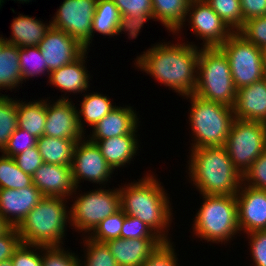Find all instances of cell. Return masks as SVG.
I'll return each mask as SVG.
<instances>
[{"instance_id":"4dcf8cb0","label":"cell","mask_w":266,"mask_h":266,"mask_svg":"<svg viewBox=\"0 0 266 266\" xmlns=\"http://www.w3.org/2000/svg\"><path fill=\"white\" fill-rule=\"evenodd\" d=\"M84 98L81 101V108L77 111L78 124L81 131L84 133V124L92 126V128L103 119L116 105H112V101L109 97L100 93L83 94ZM86 122L83 123L82 122Z\"/></svg>"},{"instance_id":"484cf974","label":"cell","mask_w":266,"mask_h":266,"mask_svg":"<svg viewBox=\"0 0 266 266\" xmlns=\"http://www.w3.org/2000/svg\"><path fill=\"white\" fill-rule=\"evenodd\" d=\"M191 0H152L153 19L161 21L172 32L180 33L186 22L188 6Z\"/></svg>"},{"instance_id":"836d02e7","label":"cell","mask_w":266,"mask_h":266,"mask_svg":"<svg viewBox=\"0 0 266 266\" xmlns=\"http://www.w3.org/2000/svg\"><path fill=\"white\" fill-rule=\"evenodd\" d=\"M19 62L23 82L30 77L46 74L45 72L48 76L50 75L46 60L41 55L38 46L19 48Z\"/></svg>"},{"instance_id":"5b68a950","label":"cell","mask_w":266,"mask_h":266,"mask_svg":"<svg viewBox=\"0 0 266 266\" xmlns=\"http://www.w3.org/2000/svg\"><path fill=\"white\" fill-rule=\"evenodd\" d=\"M236 93L229 61L224 52L219 47H201L194 94L204 100L233 107Z\"/></svg>"},{"instance_id":"816d5d0a","label":"cell","mask_w":266,"mask_h":266,"mask_svg":"<svg viewBox=\"0 0 266 266\" xmlns=\"http://www.w3.org/2000/svg\"><path fill=\"white\" fill-rule=\"evenodd\" d=\"M14 1H16V0H14ZM17 1H20V2H22V3H24V2H26V3L28 2V3H29V2L32 1V0H17Z\"/></svg>"},{"instance_id":"8fae6325","label":"cell","mask_w":266,"mask_h":266,"mask_svg":"<svg viewBox=\"0 0 266 266\" xmlns=\"http://www.w3.org/2000/svg\"><path fill=\"white\" fill-rule=\"evenodd\" d=\"M97 0H64L59 6L51 25L65 31L90 50L92 21Z\"/></svg>"},{"instance_id":"4fadbf2b","label":"cell","mask_w":266,"mask_h":266,"mask_svg":"<svg viewBox=\"0 0 266 266\" xmlns=\"http://www.w3.org/2000/svg\"><path fill=\"white\" fill-rule=\"evenodd\" d=\"M186 19L204 48L220 47L233 33L204 0L190 1Z\"/></svg>"},{"instance_id":"ac0fdd59","label":"cell","mask_w":266,"mask_h":266,"mask_svg":"<svg viewBox=\"0 0 266 266\" xmlns=\"http://www.w3.org/2000/svg\"><path fill=\"white\" fill-rule=\"evenodd\" d=\"M43 197L34 185L19 190L0 189V215L12 227H17Z\"/></svg>"},{"instance_id":"3957f363","label":"cell","mask_w":266,"mask_h":266,"mask_svg":"<svg viewBox=\"0 0 266 266\" xmlns=\"http://www.w3.org/2000/svg\"><path fill=\"white\" fill-rule=\"evenodd\" d=\"M190 152L188 177L201 195H236L242 174L225 146L194 148Z\"/></svg>"},{"instance_id":"f907efd6","label":"cell","mask_w":266,"mask_h":266,"mask_svg":"<svg viewBox=\"0 0 266 266\" xmlns=\"http://www.w3.org/2000/svg\"><path fill=\"white\" fill-rule=\"evenodd\" d=\"M0 266H13L12 260L11 259H7L4 261L0 262Z\"/></svg>"},{"instance_id":"f1b7e54d","label":"cell","mask_w":266,"mask_h":266,"mask_svg":"<svg viewBox=\"0 0 266 266\" xmlns=\"http://www.w3.org/2000/svg\"><path fill=\"white\" fill-rule=\"evenodd\" d=\"M81 139H65L43 135L37 140L42 161L49 164L71 166L76 142Z\"/></svg>"},{"instance_id":"9a60e30c","label":"cell","mask_w":266,"mask_h":266,"mask_svg":"<svg viewBox=\"0 0 266 266\" xmlns=\"http://www.w3.org/2000/svg\"><path fill=\"white\" fill-rule=\"evenodd\" d=\"M70 100L68 96L66 98L61 96L56 102L49 103L47 98L45 136L65 139H82L86 136L78 124L79 109H76Z\"/></svg>"},{"instance_id":"f546056e","label":"cell","mask_w":266,"mask_h":266,"mask_svg":"<svg viewBox=\"0 0 266 266\" xmlns=\"http://www.w3.org/2000/svg\"><path fill=\"white\" fill-rule=\"evenodd\" d=\"M125 27L137 38L144 23L153 19L152 0H113Z\"/></svg>"},{"instance_id":"277c9868","label":"cell","mask_w":266,"mask_h":266,"mask_svg":"<svg viewBox=\"0 0 266 266\" xmlns=\"http://www.w3.org/2000/svg\"><path fill=\"white\" fill-rule=\"evenodd\" d=\"M66 199L44 196L16 227L22 243L42 247L64 245L66 224L70 223Z\"/></svg>"},{"instance_id":"7bdbcfd3","label":"cell","mask_w":266,"mask_h":266,"mask_svg":"<svg viewBox=\"0 0 266 266\" xmlns=\"http://www.w3.org/2000/svg\"><path fill=\"white\" fill-rule=\"evenodd\" d=\"M120 238L136 239V238H161V237L147 224L140 221L138 218L125 214V219L122 225Z\"/></svg>"},{"instance_id":"7c38bea8","label":"cell","mask_w":266,"mask_h":266,"mask_svg":"<svg viewBox=\"0 0 266 266\" xmlns=\"http://www.w3.org/2000/svg\"><path fill=\"white\" fill-rule=\"evenodd\" d=\"M85 139L84 137L77 141L73 151L71 172L76 188L79 187L78 184L83 179L103 185L110 180L109 178L114 173L96 143Z\"/></svg>"},{"instance_id":"8992f818","label":"cell","mask_w":266,"mask_h":266,"mask_svg":"<svg viewBox=\"0 0 266 266\" xmlns=\"http://www.w3.org/2000/svg\"><path fill=\"white\" fill-rule=\"evenodd\" d=\"M203 204L195 215L193 234L212 243H228L240 233L235 195H202Z\"/></svg>"},{"instance_id":"e575fe53","label":"cell","mask_w":266,"mask_h":266,"mask_svg":"<svg viewBox=\"0 0 266 266\" xmlns=\"http://www.w3.org/2000/svg\"><path fill=\"white\" fill-rule=\"evenodd\" d=\"M16 100L0 93V152L18 128Z\"/></svg>"},{"instance_id":"52a82bcc","label":"cell","mask_w":266,"mask_h":266,"mask_svg":"<svg viewBox=\"0 0 266 266\" xmlns=\"http://www.w3.org/2000/svg\"><path fill=\"white\" fill-rule=\"evenodd\" d=\"M185 98L191 100L188 120L194 133L191 148L225 146L235 120L233 107L204 100L195 94Z\"/></svg>"},{"instance_id":"7dc6e473","label":"cell","mask_w":266,"mask_h":266,"mask_svg":"<svg viewBox=\"0 0 266 266\" xmlns=\"http://www.w3.org/2000/svg\"><path fill=\"white\" fill-rule=\"evenodd\" d=\"M22 243L16 227H11L0 236V262L11 259L14 251Z\"/></svg>"},{"instance_id":"681fc988","label":"cell","mask_w":266,"mask_h":266,"mask_svg":"<svg viewBox=\"0 0 266 266\" xmlns=\"http://www.w3.org/2000/svg\"><path fill=\"white\" fill-rule=\"evenodd\" d=\"M12 226L0 215V236L6 233Z\"/></svg>"},{"instance_id":"cb8c5ba5","label":"cell","mask_w":266,"mask_h":266,"mask_svg":"<svg viewBox=\"0 0 266 266\" xmlns=\"http://www.w3.org/2000/svg\"><path fill=\"white\" fill-rule=\"evenodd\" d=\"M113 37L123 32L127 33L128 38L136 37L125 27L122 17L113 0H97L95 14L92 21L91 41L94 33Z\"/></svg>"},{"instance_id":"44dd1931","label":"cell","mask_w":266,"mask_h":266,"mask_svg":"<svg viewBox=\"0 0 266 266\" xmlns=\"http://www.w3.org/2000/svg\"><path fill=\"white\" fill-rule=\"evenodd\" d=\"M136 110L129 106H116L92 130L88 140H102L114 136L135 134L138 128L139 118Z\"/></svg>"},{"instance_id":"f5cc1de1","label":"cell","mask_w":266,"mask_h":266,"mask_svg":"<svg viewBox=\"0 0 266 266\" xmlns=\"http://www.w3.org/2000/svg\"><path fill=\"white\" fill-rule=\"evenodd\" d=\"M5 0H0V8L2 6V3H4Z\"/></svg>"},{"instance_id":"7402d4cb","label":"cell","mask_w":266,"mask_h":266,"mask_svg":"<svg viewBox=\"0 0 266 266\" xmlns=\"http://www.w3.org/2000/svg\"><path fill=\"white\" fill-rule=\"evenodd\" d=\"M86 51L80 58L70 64L64 65L57 70H54L49 75V82L54 87L59 88L62 92L66 91L70 94L87 92L90 86V74L85 67V60L87 58ZM86 57V58H85Z\"/></svg>"},{"instance_id":"5bb4252c","label":"cell","mask_w":266,"mask_h":266,"mask_svg":"<svg viewBox=\"0 0 266 266\" xmlns=\"http://www.w3.org/2000/svg\"><path fill=\"white\" fill-rule=\"evenodd\" d=\"M38 48L51 73L80 58L87 49L65 31L50 27Z\"/></svg>"},{"instance_id":"f6af8a7d","label":"cell","mask_w":266,"mask_h":266,"mask_svg":"<svg viewBox=\"0 0 266 266\" xmlns=\"http://www.w3.org/2000/svg\"><path fill=\"white\" fill-rule=\"evenodd\" d=\"M255 266H266V230L247 233Z\"/></svg>"},{"instance_id":"ab89813d","label":"cell","mask_w":266,"mask_h":266,"mask_svg":"<svg viewBox=\"0 0 266 266\" xmlns=\"http://www.w3.org/2000/svg\"><path fill=\"white\" fill-rule=\"evenodd\" d=\"M37 140V137L29 134L26 130L17 128L1 153L7 157L13 158L23 151L37 146Z\"/></svg>"},{"instance_id":"d6a6232c","label":"cell","mask_w":266,"mask_h":266,"mask_svg":"<svg viewBox=\"0 0 266 266\" xmlns=\"http://www.w3.org/2000/svg\"><path fill=\"white\" fill-rule=\"evenodd\" d=\"M232 32L244 26L240 0H204Z\"/></svg>"},{"instance_id":"d590c367","label":"cell","mask_w":266,"mask_h":266,"mask_svg":"<svg viewBox=\"0 0 266 266\" xmlns=\"http://www.w3.org/2000/svg\"><path fill=\"white\" fill-rule=\"evenodd\" d=\"M82 239L85 249L86 260L79 261V266H118L115 258L111 254V251L106 243H100L93 241L88 236Z\"/></svg>"},{"instance_id":"d6986e66","label":"cell","mask_w":266,"mask_h":266,"mask_svg":"<svg viewBox=\"0 0 266 266\" xmlns=\"http://www.w3.org/2000/svg\"><path fill=\"white\" fill-rule=\"evenodd\" d=\"M235 119L266 124V79L237 89L233 106Z\"/></svg>"},{"instance_id":"603a6c76","label":"cell","mask_w":266,"mask_h":266,"mask_svg":"<svg viewBox=\"0 0 266 266\" xmlns=\"http://www.w3.org/2000/svg\"><path fill=\"white\" fill-rule=\"evenodd\" d=\"M89 141L96 143L106 162L113 170L124 167L126 163L130 164V161L137 155L138 147H140L136 134H126L108 139Z\"/></svg>"},{"instance_id":"bcb514c9","label":"cell","mask_w":266,"mask_h":266,"mask_svg":"<svg viewBox=\"0 0 266 266\" xmlns=\"http://www.w3.org/2000/svg\"><path fill=\"white\" fill-rule=\"evenodd\" d=\"M18 167L26 174L33 176L35 171L42 165L43 161L38 147H32L13 157Z\"/></svg>"},{"instance_id":"d4e9b609","label":"cell","mask_w":266,"mask_h":266,"mask_svg":"<svg viewBox=\"0 0 266 266\" xmlns=\"http://www.w3.org/2000/svg\"><path fill=\"white\" fill-rule=\"evenodd\" d=\"M48 24H44L35 17L19 14L11 24L12 37L9 40L4 39L18 48L38 46L52 26L50 21Z\"/></svg>"},{"instance_id":"ffe728a7","label":"cell","mask_w":266,"mask_h":266,"mask_svg":"<svg viewBox=\"0 0 266 266\" xmlns=\"http://www.w3.org/2000/svg\"><path fill=\"white\" fill-rule=\"evenodd\" d=\"M162 238L112 239L106 242L118 266H142Z\"/></svg>"},{"instance_id":"2e32d148","label":"cell","mask_w":266,"mask_h":266,"mask_svg":"<svg viewBox=\"0 0 266 266\" xmlns=\"http://www.w3.org/2000/svg\"><path fill=\"white\" fill-rule=\"evenodd\" d=\"M238 205V226L245 234L266 230V190L242 183L235 195Z\"/></svg>"},{"instance_id":"83f0119b","label":"cell","mask_w":266,"mask_h":266,"mask_svg":"<svg viewBox=\"0 0 266 266\" xmlns=\"http://www.w3.org/2000/svg\"><path fill=\"white\" fill-rule=\"evenodd\" d=\"M18 128L26 130L38 139L44 135L46 123V99L29 101H16Z\"/></svg>"},{"instance_id":"4316f807","label":"cell","mask_w":266,"mask_h":266,"mask_svg":"<svg viewBox=\"0 0 266 266\" xmlns=\"http://www.w3.org/2000/svg\"><path fill=\"white\" fill-rule=\"evenodd\" d=\"M23 83L20 71L19 48L0 36V89L11 90ZM15 87V88H14Z\"/></svg>"},{"instance_id":"8d00e7d4","label":"cell","mask_w":266,"mask_h":266,"mask_svg":"<svg viewBox=\"0 0 266 266\" xmlns=\"http://www.w3.org/2000/svg\"><path fill=\"white\" fill-rule=\"evenodd\" d=\"M124 219L125 213L122 209H119L114 214L103 219L88 237L100 243L120 238Z\"/></svg>"},{"instance_id":"ba28073f","label":"cell","mask_w":266,"mask_h":266,"mask_svg":"<svg viewBox=\"0 0 266 266\" xmlns=\"http://www.w3.org/2000/svg\"><path fill=\"white\" fill-rule=\"evenodd\" d=\"M219 48L228 58L236 89L266 76V53L239 32H233Z\"/></svg>"},{"instance_id":"ee69618b","label":"cell","mask_w":266,"mask_h":266,"mask_svg":"<svg viewBox=\"0 0 266 266\" xmlns=\"http://www.w3.org/2000/svg\"><path fill=\"white\" fill-rule=\"evenodd\" d=\"M36 250H41V246L21 243L11 257L13 266H42V255Z\"/></svg>"},{"instance_id":"c3c4849f","label":"cell","mask_w":266,"mask_h":266,"mask_svg":"<svg viewBox=\"0 0 266 266\" xmlns=\"http://www.w3.org/2000/svg\"><path fill=\"white\" fill-rule=\"evenodd\" d=\"M242 16L245 21L266 15V0H240Z\"/></svg>"},{"instance_id":"9c48e42d","label":"cell","mask_w":266,"mask_h":266,"mask_svg":"<svg viewBox=\"0 0 266 266\" xmlns=\"http://www.w3.org/2000/svg\"><path fill=\"white\" fill-rule=\"evenodd\" d=\"M101 188L102 186L97 190L80 194L68 209L69 225L77 229L76 231L88 233L89 236L103 219L121 209L119 188L115 190Z\"/></svg>"},{"instance_id":"e0dca14e","label":"cell","mask_w":266,"mask_h":266,"mask_svg":"<svg viewBox=\"0 0 266 266\" xmlns=\"http://www.w3.org/2000/svg\"><path fill=\"white\" fill-rule=\"evenodd\" d=\"M33 185L49 197L70 199L77 188L72 179L71 166L43 162L32 176Z\"/></svg>"},{"instance_id":"7a4b0ae2","label":"cell","mask_w":266,"mask_h":266,"mask_svg":"<svg viewBox=\"0 0 266 266\" xmlns=\"http://www.w3.org/2000/svg\"><path fill=\"white\" fill-rule=\"evenodd\" d=\"M157 180L152 174H147L138 182L124 184L119 188L120 205L126 215L138 218L164 241H170L167 232L173 219L171 203L168 193Z\"/></svg>"},{"instance_id":"60d3db41","label":"cell","mask_w":266,"mask_h":266,"mask_svg":"<svg viewBox=\"0 0 266 266\" xmlns=\"http://www.w3.org/2000/svg\"><path fill=\"white\" fill-rule=\"evenodd\" d=\"M242 183L254 189L266 190V149L242 175Z\"/></svg>"},{"instance_id":"f35d334b","label":"cell","mask_w":266,"mask_h":266,"mask_svg":"<svg viewBox=\"0 0 266 266\" xmlns=\"http://www.w3.org/2000/svg\"><path fill=\"white\" fill-rule=\"evenodd\" d=\"M239 33L266 52V15L245 21Z\"/></svg>"},{"instance_id":"b9f144b4","label":"cell","mask_w":266,"mask_h":266,"mask_svg":"<svg viewBox=\"0 0 266 266\" xmlns=\"http://www.w3.org/2000/svg\"><path fill=\"white\" fill-rule=\"evenodd\" d=\"M171 241H163L148 256L142 266H180L177 262L175 245ZM174 246V247H173Z\"/></svg>"},{"instance_id":"6da1fadb","label":"cell","mask_w":266,"mask_h":266,"mask_svg":"<svg viewBox=\"0 0 266 266\" xmlns=\"http://www.w3.org/2000/svg\"><path fill=\"white\" fill-rule=\"evenodd\" d=\"M165 43L137 56L135 65L183 97L194 94L200 48L193 43Z\"/></svg>"},{"instance_id":"30bf717a","label":"cell","mask_w":266,"mask_h":266,"mask_svg":"<svg viewBox=\"0 0 266 266\" xmlns=\"http://www.w3.org/2000/svg\"><path fill=\"white\" fill-rule=\"evenodd\" d=\"M225 148L232 163L243 175L266 149V124L235 119Z\"/></svg>"},{"instance_id":"74e56055","label":"cell","mask_w":266,"mask_h":266,"mask_svg":"<svg viewBox=\"0 0 266 266\" xmlns=\"http://www.w3.org/2000/svg\"><path fill=\"white\" fill-rule=\"evenodd\" d=\"M60 247H42V266H79L80 259L75 253Z\"/></svg>"},{"instance_id":"1f68e13d","label":"cell","mask_w":266,"mask_h":266,"mask_svg":"<svg viewBox=\"0 0 266 266\" xmlns=\"http://www.w3.org/2000/svg\"><path fill=\"white\" fill-rule=\"evenodd\" d=\"M33 185L32 176L23 172L12 157L0 156V189H22Z\"/></svg>"}]
</instances>
